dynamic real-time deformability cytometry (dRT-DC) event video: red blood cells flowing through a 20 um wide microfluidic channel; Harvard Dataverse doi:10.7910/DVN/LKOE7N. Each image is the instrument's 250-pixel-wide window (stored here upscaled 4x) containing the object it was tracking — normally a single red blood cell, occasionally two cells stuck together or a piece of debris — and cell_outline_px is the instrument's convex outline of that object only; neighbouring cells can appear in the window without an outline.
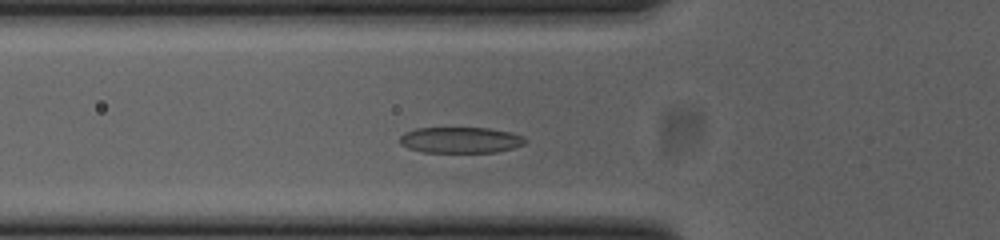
{"species": "common noctule bat (a hibernating species)", "species_latin": "Nyctalus noctula", "temperature_condition": "cold", "stored_images_in_passage": 34, "camera_frame_rate_fps": 3000, "um_per_image_px": 0.085, "animal": {"sex": "female", "body_mass_g": 23.0, "forearm_length_mm": 53.4}, "frame": {"image": 1, "passage_image": 2, "time_ms": 0.333, "image_size_px": [1000, 240], "cell_outline_px": [[528, 140], [524, 144], [512, 148], [496, 152], [424, 152], [408, 148], [400, 144], [400, 136], [404, 132], [416, 128], [488, 128], [512, 132], [524, 136]], "centroid_in_image_um": [39.16, 11.9], "position_along_channel_um": 86.6, "area_um2": 19.07}}
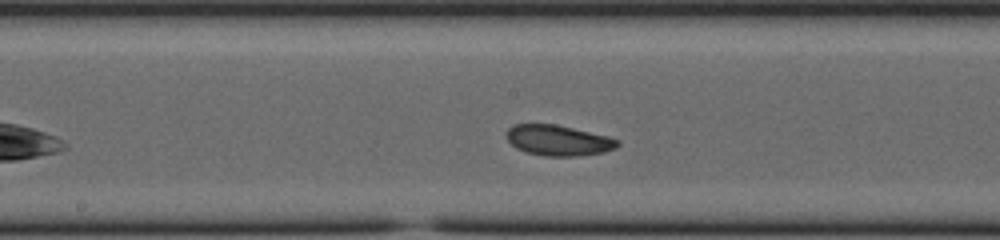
{"frame": {"image": 2, "passage_image": 11, "time_ms": 3.333, "image_size_px": [1000, 240], "cell_outline_px": [[620, 144], [616, 148], [604, 152], [576, 156], [544, 156], [528, 152], [516, 148], [504, 136], [508, 128], [512, 124], [556, 124], [608, 136], [620, 140]], "centroid_in_image_um": [47.45, 11.92], "position_along_channel_um": 200.7, "area_um2": 19.88}}
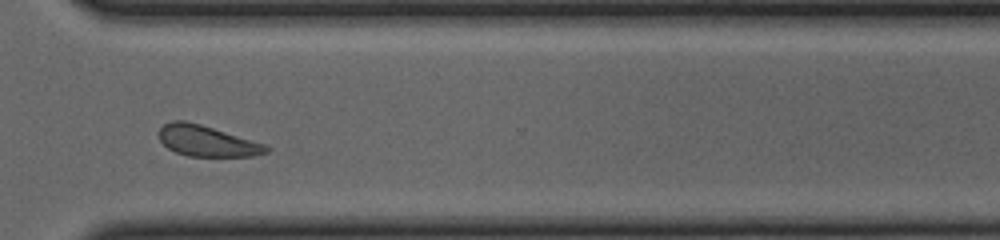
{"frame": {"image": 3, "passage_image": 23, "time_ms": 7.333, "image_size_px": [1000, 240], "cell_outline_px": [[272, 148], [268, 152], [252, 156], [188, 156], [176, 152], [168, 148], [160, 140], [156, 132], [164, 124], [172, 120], [184, 120], [200, 124], [264, 144]], "centroid_in_image_um": [17.55, 11.98], "position_along_channel_um": 353.1, "area_um2": 19.19}}